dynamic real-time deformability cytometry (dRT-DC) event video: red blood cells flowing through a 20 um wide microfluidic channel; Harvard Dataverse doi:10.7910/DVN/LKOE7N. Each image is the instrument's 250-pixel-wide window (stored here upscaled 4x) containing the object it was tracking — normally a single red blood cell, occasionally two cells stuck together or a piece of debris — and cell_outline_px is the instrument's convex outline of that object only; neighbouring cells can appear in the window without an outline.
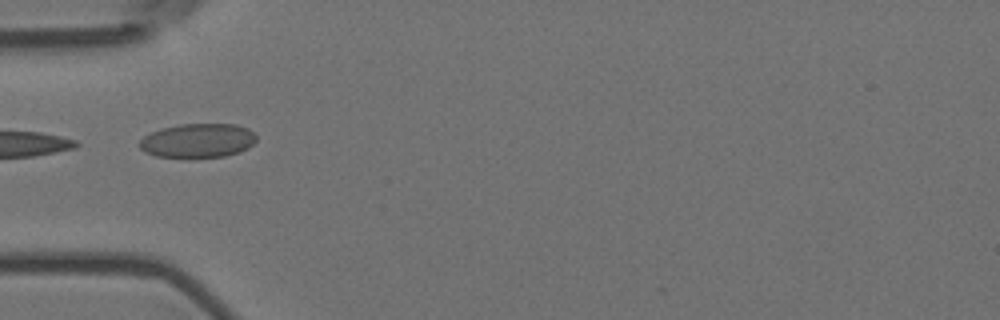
{"species": "Egyptian fruit bat (a non-hibernating species)", "species_latin": "Rousettus aegyptiacus", "temperature_condition": "room temperature", "stored_images_in_passage": 8, "camera_frame_rate_fps": 3000, "um_per_image_px": 0.085, "animal": {"sex": "female"}, "frame": {"image": 1, "passage_image": 3, "time_ms": 0.667, "image_size_px": [1000, 320], "cell_outline_px": [[256, 140], [248, 148], [240, 152], [224, 156], [156, 156], [144, 152], [140, 148], [140, 140], [144, 136], [160, 128], [180, 124], [236, 124], [248, 128], [256, 136]], "centroid_in_image_um": [16.82, 11.93], "position_along_channel_um": 68.2, "area_um2": 22.95}}
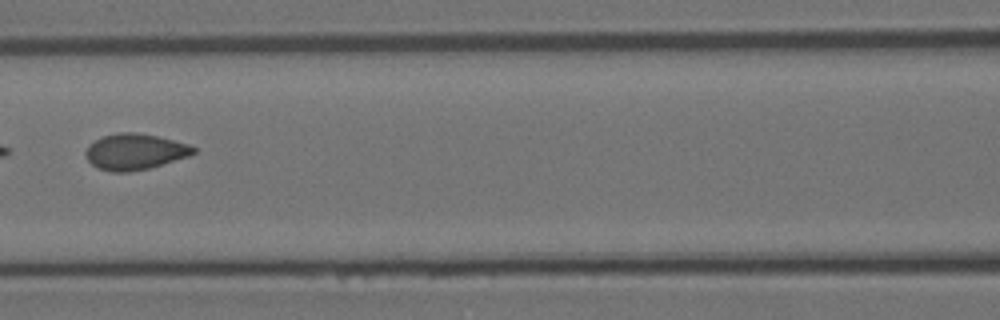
{"frame": {"image": 2, "passage_image": 5, "time_ms": 1.333, "image_size_px": [1000, 320], "cell_outline_px": [[196, 152], [188, 156], [148, 168], [128, 172], [112, 172], [100, 168], [92, 164], [88, 160], [84, 152], [96, 140], [104, 136], [120, 132], [136, 132], [156, 136], [188, 144], [196, 148]], "centroid_in_image_um": [11.47, 12.89], "position_along_channel_um": 155.1, "area_um2": 22.14}}
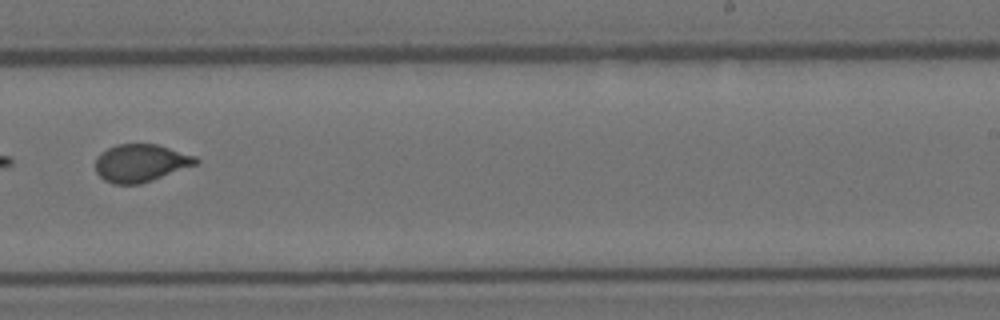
{"frame": {"image": 3, "passage_image": 8, "time_ms": 2.333, "image_size_px": [1000, 320], "cell_outline_px": [[200, 160], [196, 164], [152, 180], [140, 184], [112, 184], [104, 180], [96, 172], [96, 160], [100, 152], [116, 144], [156, 144], [196, 156]], "centroid_in_image_um": [11.94, 13.85], "position_along_channel_um": 277.1, "area_um2": 21.91}}